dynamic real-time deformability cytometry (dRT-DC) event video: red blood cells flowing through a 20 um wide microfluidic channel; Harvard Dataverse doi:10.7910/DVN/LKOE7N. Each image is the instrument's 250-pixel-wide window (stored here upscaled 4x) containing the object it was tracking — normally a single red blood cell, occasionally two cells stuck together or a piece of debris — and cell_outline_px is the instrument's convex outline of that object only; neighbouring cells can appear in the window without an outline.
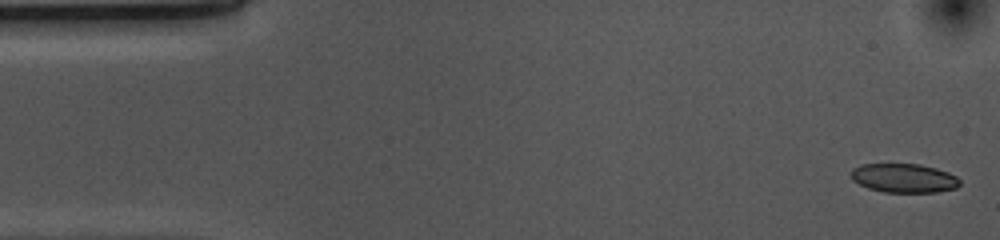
{"species": "common noctule bat (a hibernating species)", "species_latin": "Nyctalus noctula", "temperature_condition": "cold", "stored_images_in_passage": 52, "camera_frame_rate_fps": 3000, "um_per_image_px": 0.085, "animal": {"sex": "female", "body_mass_g": 10.0, "forearm_length_mm": 53.1}, "frame": {"image": 1, "passage_image": 1, "time_ms": 0.0, "image_size_px": [1000, 240], "cell_outline_px": [[960, 184], [956, 188], [936, 192], [884, 192], [868, 188], [852, 180], [852, 168], [860, 164], [920, 164], [936, 168], [948, 172], [956, 176], [960, 180]], "centroid_in_image_um": [76.84, 15.13], "position_along_channel_um": 8.2, "area_um2": 18.38}}
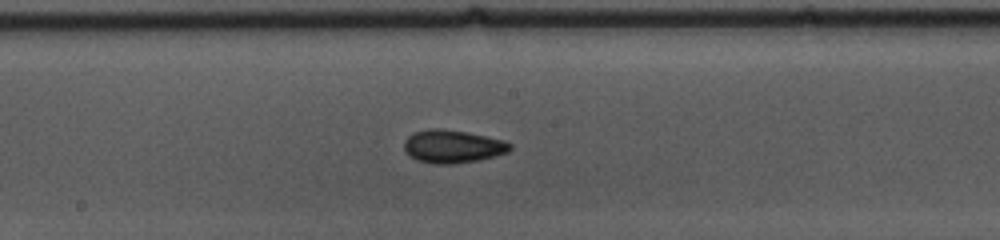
{"frame": {"image": 2, "passage_image": 26, "time_ms": 8.333, "image_size_px": [1000, 240], "cell_outline_px": [[512, 148], [508, 152], [476, 160], [452, 164], [436, 164], [416, 160], [408, 156], [404, 148], [404, 140], [408, 136], [416, 132], [428, 128], [444, 128], [504, 140], [512, 144]], "centroid_in_image_um": [38.43, 12.44], "position_along_channel_um": 209.8, "area_um2": 20.29}}
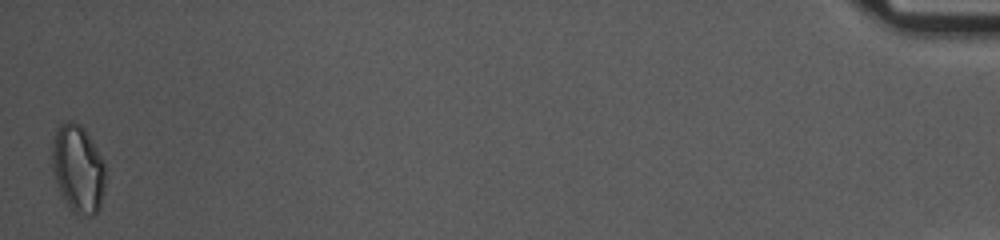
{"frame": {"image": 3, "passage_image": 52, "time_ms": 17.0, "image_size_px": [1000, 240], "cell_outline_px": [[104, 192], [100, 208], [92, 216], [76, 216], [72, 212], [60, 192], [52, 168], [52, 144], [56, 128], [60, 124], [68, 120], [72, 120], [80, 124], [84, 128], [104, 160]], "centroid_in_image_um": [6.63, 14.35], "position_along_channel_um": 428.6, "area_um2": 27.51}, "authors_computed_cell_mechanics": {"area_um2": 19.5364, "velocity_mm_per_s": 3.6932, "shape_relaxation_time_tau1_ms": 5.6133, "shape_relaxation_time_tau2_ms": 3.5252, "deformation_change_tau1": 0.1171, "deformation_change_tau2": 0.0743}}